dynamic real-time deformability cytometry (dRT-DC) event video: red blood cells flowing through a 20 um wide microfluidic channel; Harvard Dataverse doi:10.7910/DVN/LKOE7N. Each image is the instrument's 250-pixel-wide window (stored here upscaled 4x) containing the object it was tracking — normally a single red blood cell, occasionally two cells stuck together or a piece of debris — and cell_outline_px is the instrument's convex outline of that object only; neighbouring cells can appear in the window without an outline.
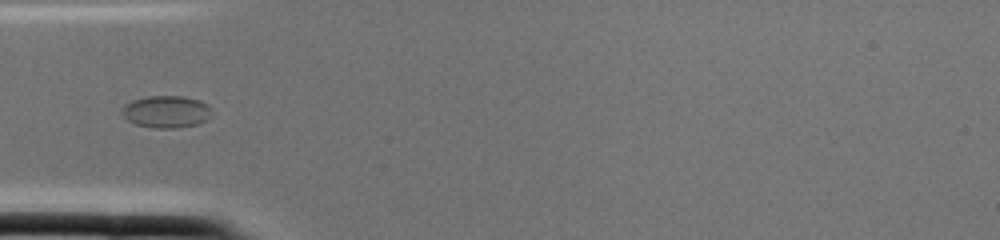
{"species": "common noctule bat (a hibernating species)", "species_latin": "Nyctalus noctula", "temperature_condition": "cold", "stored_images_in_passage": 2, "camera_frame_rate_fps": 3000, "um_per_image_px": 0.085, "animal": {"sex": "female", "body_mass_g": 22.0, "forearm_length_mm": 56.7}, "frame": {"image": 1, "passage_image": 2, "time_ms": 0.333, "image_size_px": [1000, 240], "cell_outline_px": [[212, 108], [208, 120], [200, 124], [176, 128], [156, 128], [136, 124], [128, 120], [120, 112], [120, 108], [124, 104], [132, 100], [148, 96], [184, 96], [200, 100], [208, 104]], "centroid_in_image_um": [14.15, 9.49], "position_along_channel_um": 70.9, "area_um2": 17.11}}